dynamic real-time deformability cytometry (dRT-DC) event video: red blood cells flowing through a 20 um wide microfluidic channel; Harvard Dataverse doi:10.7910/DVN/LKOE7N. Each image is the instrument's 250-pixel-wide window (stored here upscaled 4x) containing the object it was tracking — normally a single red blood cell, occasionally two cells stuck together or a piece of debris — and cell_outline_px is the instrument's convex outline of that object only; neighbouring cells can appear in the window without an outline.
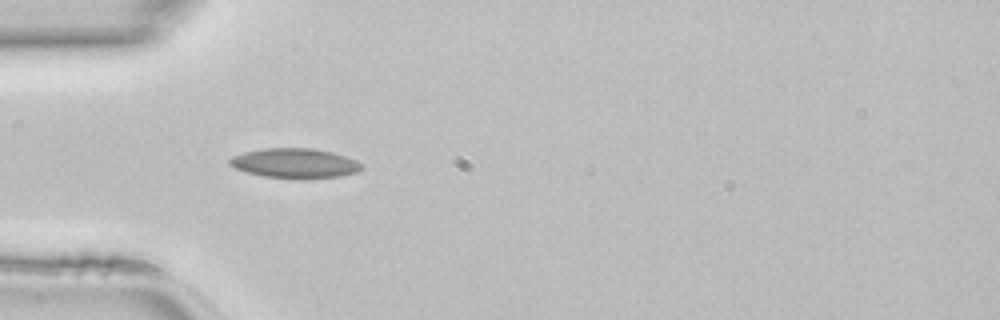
{"species": "common noctule bat (a hibernating species)", "species_latin": "Nyctalus noctula", "temperature_condition": "room temperature", "stored_images_in_passage": 39, "camera_frame_rate_fps": 3000, "um_per_image_px": 0.085, "animal": {"sex": "female", "body_mass_g": 22.7, "forearm_length_mm": 54.2}, "frame": {"image": 1, "passage_image": 6, "time_ms": 1.667, "image_size_px": [1000, 320], "cell_outline_px": [[364, 168], [356, 172], [340, 176], [264, 176], [248, 172], [236, 168], [228, 164], [228, 160], [232, 156], [244, 152], [264, 148], [312, 148], [332, 152], [356, 160], [364, 164]], "centroid_in_image_um": [25.06, 13.82], "position_along_channel_um": 59.9, "area_um2": 22.02}}
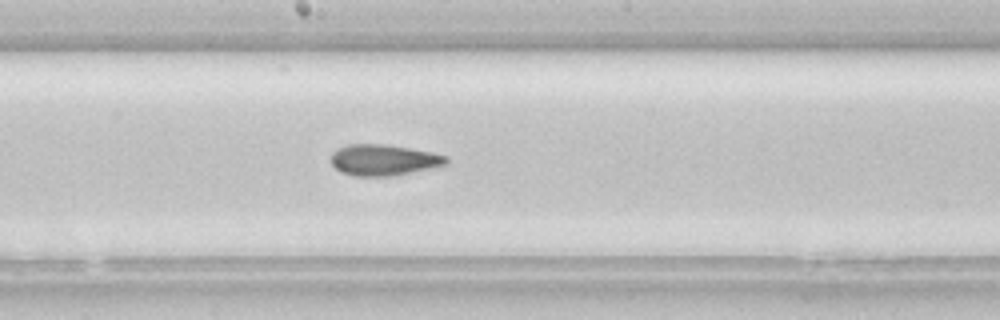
{"frame": {"image": 2, "passage_image": 17, "time_ms": 5.333, "image_size_px": [1000, 320], "cell_outline_px": [[448, 164], [392, 176], [352, 176], [340, 172], [332, 164], [332, 152], [348, 144], [384, 144], [432, 152], [448, 156]], "centroid_in_image_um": [32.61, 13.6], "position_along_channel_um": 215.6, "area_um2": 20.75}}